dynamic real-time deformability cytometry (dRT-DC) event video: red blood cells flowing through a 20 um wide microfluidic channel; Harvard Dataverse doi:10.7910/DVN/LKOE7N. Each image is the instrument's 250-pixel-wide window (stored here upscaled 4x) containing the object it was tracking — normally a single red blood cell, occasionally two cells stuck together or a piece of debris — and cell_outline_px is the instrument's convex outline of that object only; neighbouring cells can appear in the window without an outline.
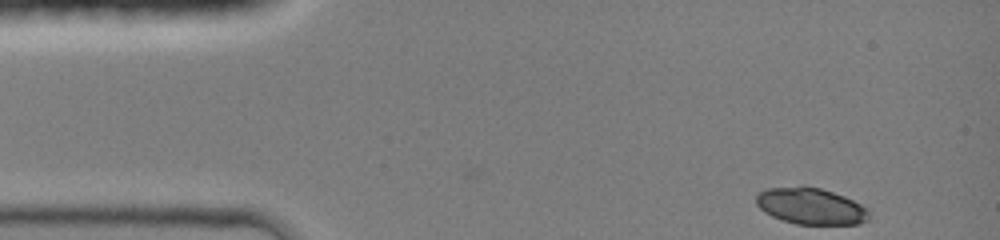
{"species": "common noctule bat (a hibernating species)", "species_latin": "Nyctalus noctula", "temperature_condition": "room temperature", "stored_images_in_passage": 38, "camera_frame_rate_fps": 3000, "um_per_image_px": 0.085, "animal": {"sex": "female", "body_mass_g": 19.0, "forearm_length_mm": 51.5}, "frame": {"image": 1, "passage_image": 1, "time_ms": 0.0, "image_size_px": [1000, 240], "cell_outline_px": [[868, 220], [860, 224], [796, 224], [772, 216], [764, 212], [756, 204], [756, 196], [760, 192], [768, 188], [800, 184], [804, 184], [820, 188], [844, 196], [868, 208]], "centroid_in_image_um": [68.9, 17.5], "position_along_channel_um": 16.1, "area_um2": 24.22}}
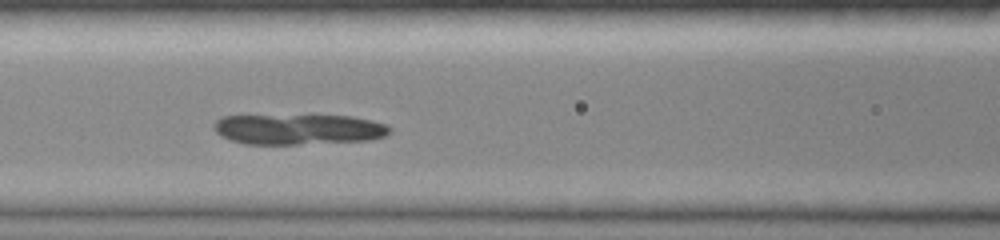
{"frame": {"image": 2, "passage_image": 16, "time_ms": 5.0, "image_size_px": [1000, 240], "cell_outline_px": [[392, 132], [384, 136], [368, 140], [296, 144], [244, 144], [220, 136], [212, 128], [212, 124], [220, 116], [352, 116], [372, 120], [388, 124], [392, 128]], "centroid_in_image_um": [25.36, 10.99], "position_along_channel_um": 141.2, "area_um2": 31.21}}
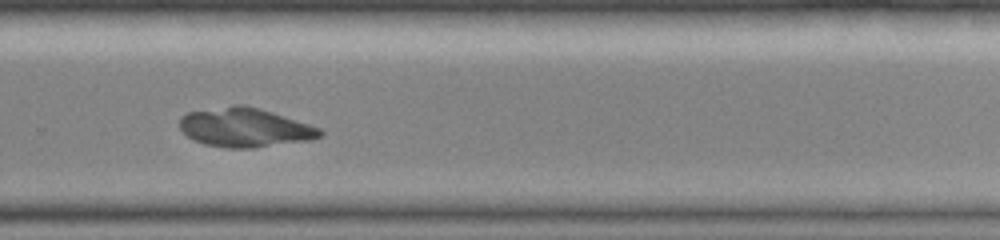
{"frame": {"image": 3, "passage_image": 28, "time_ms": 9.0, "image_size_px": [1000, 240], "cell_outline_px": [[324, 132], [320, 136], [312, 140], [252, 148], [228, 148], [204, 144], [192, 140], [180, 128], [180, 116], [188, 112], [232, 104], [244, 104], [260, 108], [320, 128]], "centroid_in_image_um": [20.79, 10.83], "position_along_channel_um": 309.0, "area_um2": 32.08}}